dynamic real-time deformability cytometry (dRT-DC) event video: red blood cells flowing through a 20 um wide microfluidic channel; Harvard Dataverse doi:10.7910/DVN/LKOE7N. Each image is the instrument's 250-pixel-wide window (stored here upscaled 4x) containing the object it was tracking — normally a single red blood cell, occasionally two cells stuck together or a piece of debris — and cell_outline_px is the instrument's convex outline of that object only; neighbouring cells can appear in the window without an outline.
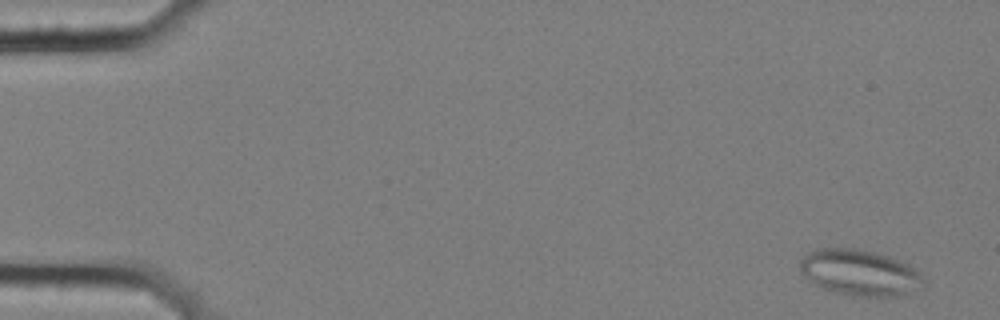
{"species": "common noctule bat (a hibernating species)", "species_latin": "Nyctalus noctula", "temperature_condition": "cold", "stored_images_in_passage": 13, "segment_of_instrument_passage": [1, 2], "camera_frame_rate_fps": 3000, "um_per_image_px": 0.085, "animal": {"sex": "female", "body_mass_g": 25.1}, "frame": {"image": 1, "passage_image": 1, "time_ms": 0.0, "image_size_px": [1000, 320], "cell_outline_px": [[924, 288], [900, 296], [860, 296], [836, 292], [824, 288], [808, 280], [800, 272], [800, 260], [808, 252], [816, 248], [852, 248], [872, 252], [888, 256], [908, 264], [920, 272], [924, 280]], "centroid_in_image_um": [73.1, 23.18], "position_along_channel_um": 11.9, "area_um2": 33.06}}
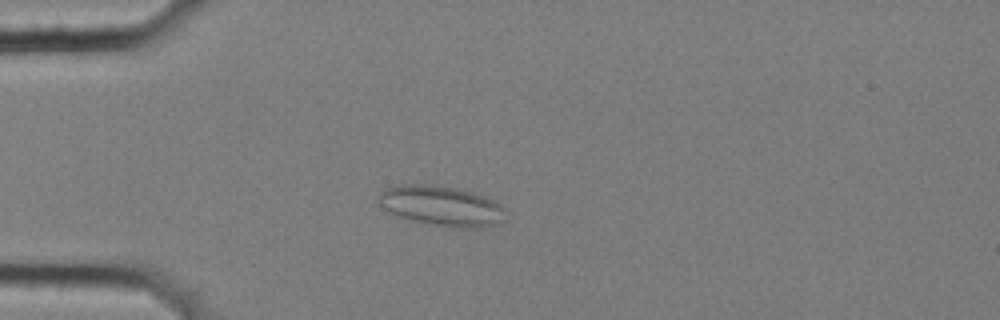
{"frame": {"image": 2, "passage_image": 4, "time_ms": 1.0, "image_size_px": [1000, 320], "cell_outline_px": [[504, 220], [500, 224], [480, 228], [456, 228], [420, 224], [388, 212], [376, 200], [376, 196], [384, 188], [396, 184], [432, 184], [460, 188], [484, 196], [500, 204], [504, 208]], "centroid_in_image_um": [37.48, 17.51], "position_along_channel_um": 47.5, "area_um2": 30.58}}